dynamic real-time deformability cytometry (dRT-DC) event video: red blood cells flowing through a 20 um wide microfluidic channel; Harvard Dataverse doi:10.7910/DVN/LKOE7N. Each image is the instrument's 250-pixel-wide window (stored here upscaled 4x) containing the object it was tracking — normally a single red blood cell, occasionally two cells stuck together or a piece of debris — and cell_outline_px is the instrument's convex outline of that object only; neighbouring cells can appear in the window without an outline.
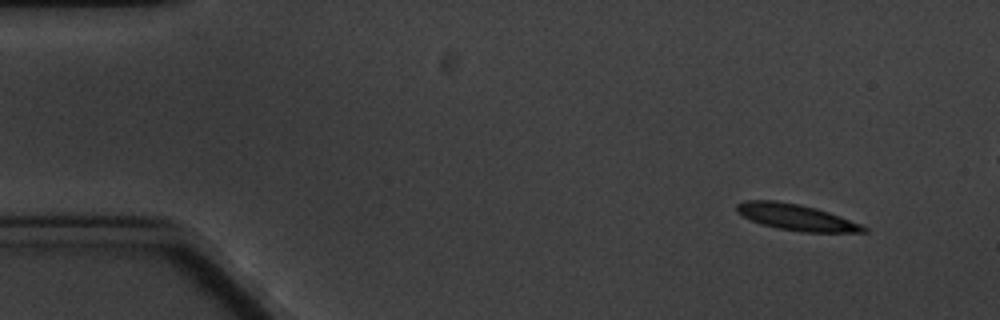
{"species": "common noctule bat (a hibernating species)", "species_latin": "Nyctalus noctula", "temperature_condition": "cold", "stored_images_in_passage": 4, "camera_frame_rate_fps": 3000, "um_per_image_px": 0.085, "animal": {"sex": "male", "body_mass_g": 20.1, "forearm_length_mm": 53.5}, "frame": {"image": 1, "passage_image": 1, "time_ms": 0.0, "image_size_px": [1000, 320], "cell_outline_px": [[868, 232], [800, 232], [776, 228], [760, 224], [736, 212], [736, 204], [744, 200], [776, 200], [800, 204], [816, 208], [840, 216], [860, 224], [868, 228]], "centroid_in_image_um": [67.65, 18.46], "position_along_channel_um": 17.4, "area_um2": 19.42}}